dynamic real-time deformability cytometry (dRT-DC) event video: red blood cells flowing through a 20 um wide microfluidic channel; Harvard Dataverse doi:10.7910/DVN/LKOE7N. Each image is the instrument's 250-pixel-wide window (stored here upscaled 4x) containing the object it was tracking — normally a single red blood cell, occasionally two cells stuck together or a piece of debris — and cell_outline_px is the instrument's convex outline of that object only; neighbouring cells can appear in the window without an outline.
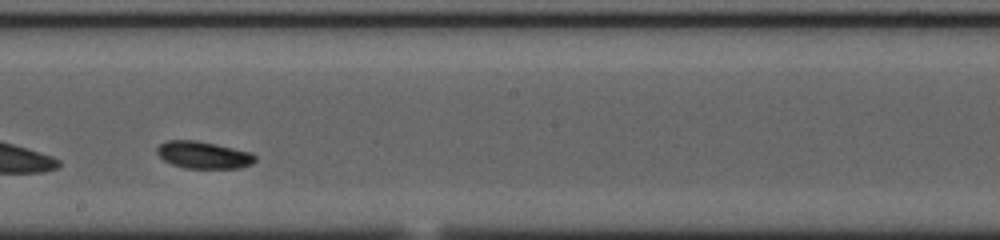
{"species": "common noctule bat (a hibernating species)", "species_latin": "Nyctalus noctula", "temperature_condition": "cold", "stored_images_in_passage": 29, "camera_frame_rate_fps": 3000, "um_per_image_px": 0.085, "animal": {"sex": "female", "body_mass_g": 23.0, "forearm_length_mm": 53.4}, "frame": {"image": 1, "passage_image": 17, "time_ms": 5.333, "image_size_px": [1000, 240], "cell_outline_px": [[256, 160], [252, 164], [240, 168], [184, 168], [172, 164], [164, 160], [156, 152], [156, 148], [160, 144], [168, 140], [196, 140], [216, 144], [252, 152], [256, 156]], "centroid_in_image_um": [17.31, 13.17], "position_along_channel_um": 230.9, "area_um2": 15.61}, "authors_computed_cell_mechanics": {"area_um2": 15.5482, "velocity_mm_per_s": 3.5885, "shape_relaxation_time_tau1_ms": 0.7875, "shape_relaxation_time_tau2_ms": null, "deformation_change_tau1": 0.0934, "deformation_change_tau2": null}}